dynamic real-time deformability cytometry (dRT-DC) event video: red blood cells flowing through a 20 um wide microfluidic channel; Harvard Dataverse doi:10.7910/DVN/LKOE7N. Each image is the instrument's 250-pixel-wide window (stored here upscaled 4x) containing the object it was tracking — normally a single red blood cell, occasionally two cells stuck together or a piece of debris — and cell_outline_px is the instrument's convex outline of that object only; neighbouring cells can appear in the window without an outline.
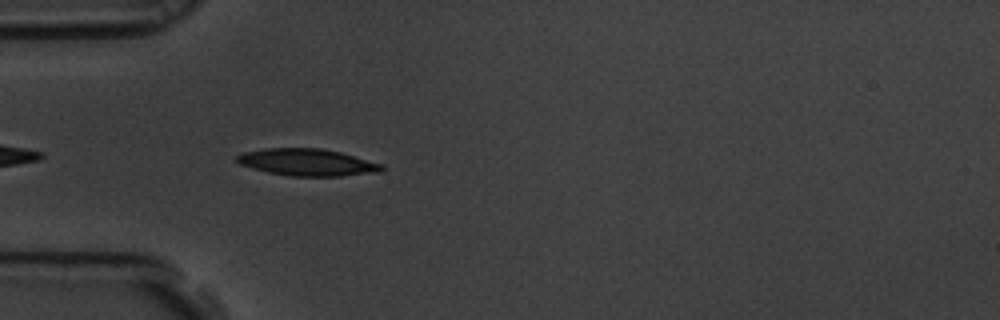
{"species": "common noctule bat (a hibernating species)", "species_latin": "Nyctalus noctula", "temperature_condition": "room temperature", "stored_images_in_passage": 33, "camera_frame_rate_fps": 3000, "um_per_image_px": 0.085, "animal": {"sex": "male", "body_mass_g": 19.5, "forearm_length_mm": 54.6}, "frame": {"image": 1, "passage_image": 3, "time_ms": 0.667, "image_size_px": [1000, 320], "cell_outline_px": [[384, 168], [380, 172], [340, 176], [288, 176], [268, 172], [252, 168], [240, 164], [236, 160], [236, 156], [244, 152], [264, 148], [320, 148], [340, 152], [384, 164]], "centroid_in_image_um": [26.13, 13.8], "position_along_channel_um": 58.9, "area_um2": 22.83}}
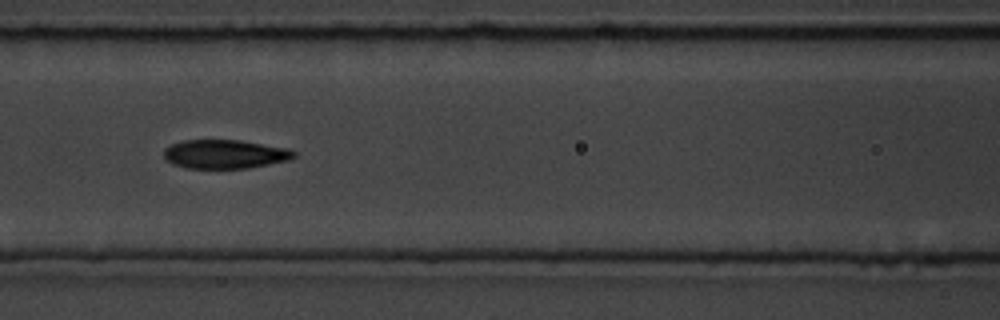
{"frame": {"image": 2, "passage_image": 11, "time_ms": 3.333, "image_size_px": [1000, 320], "cell_outline_px": [[296, 156], [288, 160], [248, 168], [184, 168], [172, 164], [164, 156], [164, 148], [172, 144], [184, 140], [240, 140], [288, 148], [296, 152]], "centroid_in_image_um": [19.11, 13.1], "position_along_channel_um": 147.5, "area_um2": 21.85}}
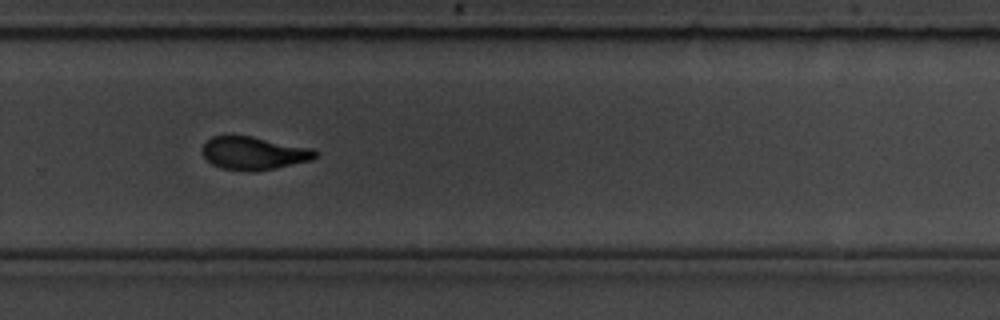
{"frame": {"image": 3, "passage_image": 25, "time_ms": 8.0, "image_size_px": [1000, 320], "cell_outline_px": [[320, 152], [312, 160], [276, 168], [252, 172], [248, 172], [220, 168], [212, 164], [204, 156], [200, 148], [212, 136], [252, 136], [312, 148]], "centroid_in_image_um": [21.58, 13.03], "position_along_channel_um": 308.2, "area_um2": 21.91}, "authors_computed_cell_mechanics": {"area_um2": 22.4264, "velocity_mm_per_s": 3.4586, "shape_relaxation_time_tau1_ms": 3.8263, "shape_relaxation_time_tau2_ms": 2.2797, "deformation_change_tau1": 0.1532, "deformation_change_tau2": 0.0693}}